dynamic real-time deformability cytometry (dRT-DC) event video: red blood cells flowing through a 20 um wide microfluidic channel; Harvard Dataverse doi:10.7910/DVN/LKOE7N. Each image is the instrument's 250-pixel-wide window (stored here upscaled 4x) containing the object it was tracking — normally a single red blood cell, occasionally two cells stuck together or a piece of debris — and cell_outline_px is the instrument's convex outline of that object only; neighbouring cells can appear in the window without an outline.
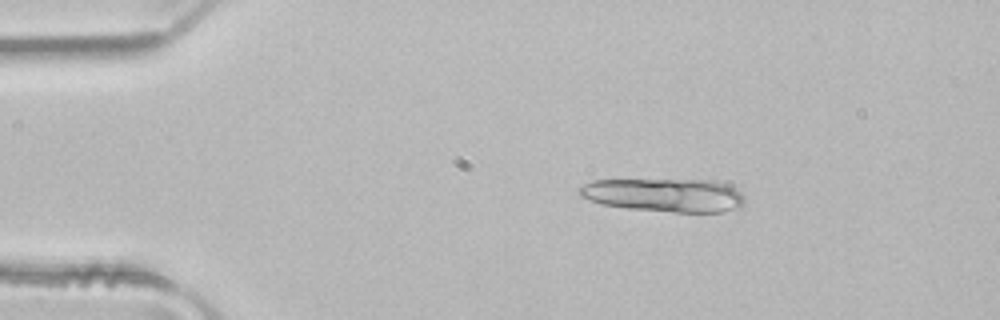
{"species": "common noctule bat (a hibernating species)", "species_latin": "Nyctalus noctula", "temperature_condition": "room temperature", "stored_images_in_passage": 3, "camera_frame_rate_fps": 3000, "um_per_image_px": 0.085, "animal": {"sex": "male", "body_mass_g": 21.5, "forearm_length_mm": 52.0}, "frame": {"image": 1, "passage_image": 2, "time_ms": 0.333, "image_size_px": [1000, 320], "cell_outline_px": [[744, 204], [740, 208], [724, 212], [672, 212], [628, 208], [600, 204], [580, 196], [576, 192], [576, 188], [592, 180], [712, 180], [728, 184], [736, 188], [744, 196]], "centroid_in_image_um": [56.48, 16.58], "position_along_channel_um": 28.5, "area_um2": 32.6}}